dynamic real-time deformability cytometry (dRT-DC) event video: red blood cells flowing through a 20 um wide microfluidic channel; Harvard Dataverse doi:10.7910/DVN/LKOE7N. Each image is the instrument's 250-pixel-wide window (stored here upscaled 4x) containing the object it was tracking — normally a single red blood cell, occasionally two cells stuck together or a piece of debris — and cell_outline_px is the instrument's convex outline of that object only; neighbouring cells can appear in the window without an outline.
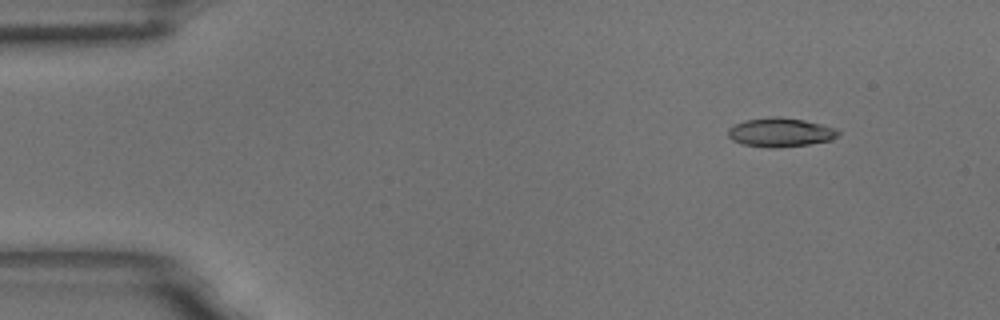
{"species": "common noctule bat (a hibernating species)", "species_latin": "Nyctalus noctula", "temperature_condition": "room temperature", "stored_images_in_passage": 52, "camera_frame_rate_fps": 3000, "um_per_image_px": 0.085, "animal": {"sex": "male", "body_mass_g": 18.8}, "frame": {"image": 1, "passage_image": 2, "time_ms": 0.333, "image_size_px": [1000, 320], "cell_outline_px": [[840, 132], [832, 140], [808, 144], [776, 148], [768, 148], [744, 144], [732, 140], [728, 136], [728, 128], [744, 120], [772, 116], [776, 116], [804, 120], [836, 128]], "centroid_in_image_um": [66.32, 11.25], "position_along_channel_um": 18.7, "area_um2": 18.55}}
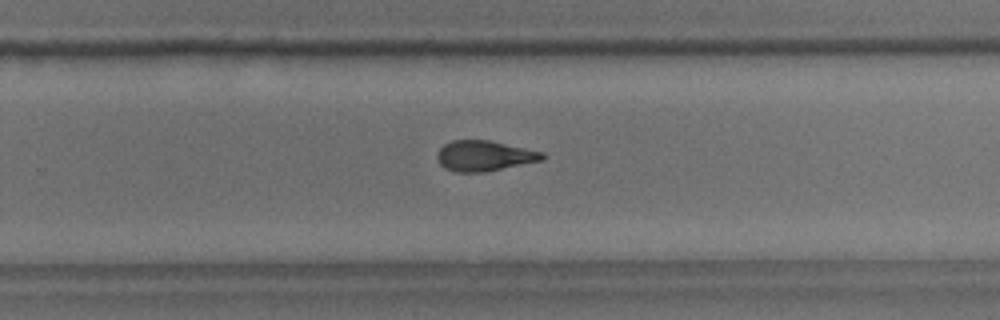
{"frame": {"image": 2, "passage_image": 32, "time_ms": 10.333, "image_size_px": [1000, 320], "cell_outline_px": [[548, 156], [544, 160], [484, 172], [456, 172], [444, 168], [440, 164], [436, 156], [440, 148], [444, 144], [452, 140], [488, 140], [544, 152]], "centroid_in_image_um": [41.18, 13.25], "position_along_channel_um": 288.6, "area_um2": 18.73}}
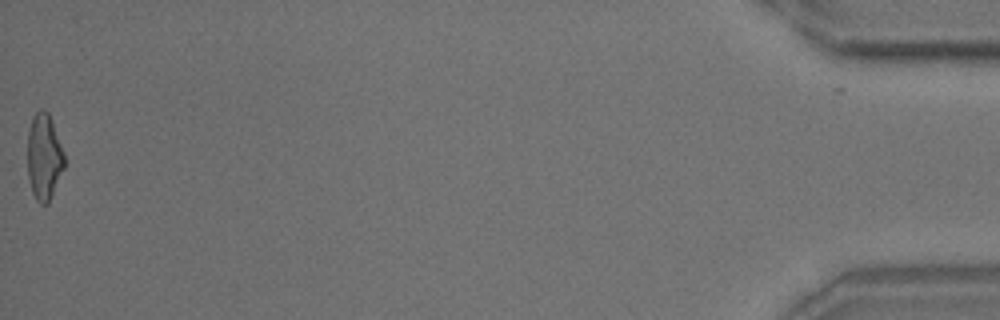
{"frame": {"image": 3, "passage_image": 52, "time_ms": 17.0, "image_size_px": [1000, 320], "cell_outline_px": [[64, 168], [48, 204], [40, 204], [36, 200], [32, 192], [28, 176], [28, 132], [32, 116], [40, 108], [44, 108], [48, 112], [64, 152]], "centroid_in_image_um": [3.74, 13.33], "position_along_channel_um": 431.5, "area_um2": 18.5}, "authors_computed_cell_mechanics": {"area_um2": 18.7272, "velocity_mm_per_s": 3.6113, "shape_relaxation_time_tau1_ms": 5.4388, "shape_relaxation_time_tau2_ms": 2.7372, "deformation_change_tau1": 0.1864, "deformation_change_tau2": 0.1191}}